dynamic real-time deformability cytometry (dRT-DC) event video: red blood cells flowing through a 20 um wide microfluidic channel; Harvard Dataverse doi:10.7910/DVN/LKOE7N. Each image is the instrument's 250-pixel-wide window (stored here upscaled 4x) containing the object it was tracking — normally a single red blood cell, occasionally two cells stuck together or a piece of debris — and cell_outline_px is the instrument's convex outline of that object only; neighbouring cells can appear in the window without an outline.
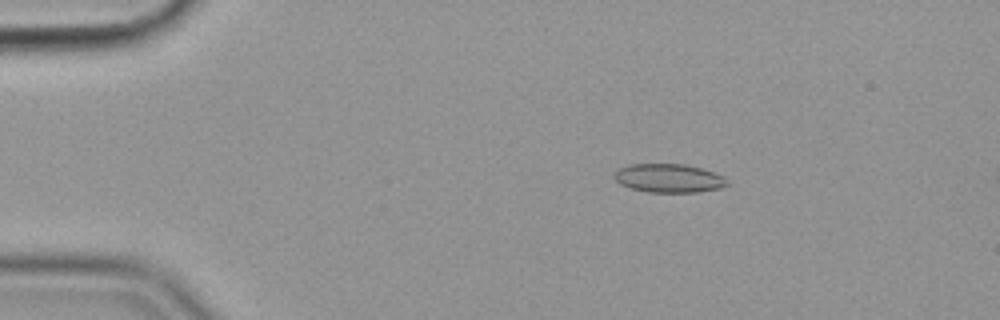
{"species": "common noctule bat (a hibernating species)", "species_latin": "Nyctalus noctula", "temperature_condition": "cold", "stored_images_in_passage": 15, "camera_frame_rate_fps": 3000, "um_per_image_px": 0.085, "animal": {"sex": "female", "body_mass_g": 19.9}, "frame": {"image": 1, "passage_image": 9, "time_ms": 2.667, "image_size_px": [1000, 320], "cell_outline_px": [[728, 184], [720, 188], [696, 192], [648, 192], [632, 188], [620, 184], [612, 176], [616, 168], [628, 164], [684, 164], [700, 168], [724, 176]], "centroid_in_image_um": [56.79, 15.14], "position_along_channel_um": 28.2, "area_um2": 18.84}}